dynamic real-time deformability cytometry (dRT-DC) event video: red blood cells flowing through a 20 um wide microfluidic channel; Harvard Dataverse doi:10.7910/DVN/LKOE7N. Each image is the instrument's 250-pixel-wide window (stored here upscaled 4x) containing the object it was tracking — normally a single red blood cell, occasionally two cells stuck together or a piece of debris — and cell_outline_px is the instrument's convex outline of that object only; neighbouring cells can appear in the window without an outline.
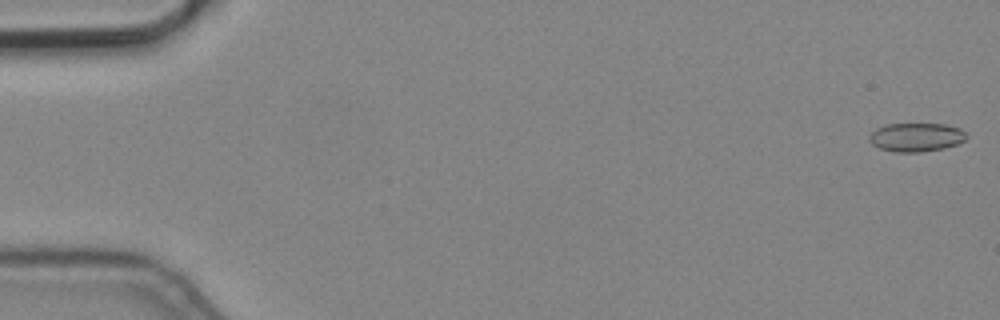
{"species": "common noctule bat (a hibernating species)", "species_latin": "Nyctalus noctula", "temperature_condition": "cold", "stored_images_in_passage": 3, "camera_frame_rate_fps": 3000, "um_per_image_px": 0.085, "animal": {"sex": "male", "body_mass_g": 19.2, "forearm_length_mm": 51.8}, "frame": {"image": 1, "passage_image": 1, "time_ms": 0.0, "image_size_px": [1000, 320], "cell_outline_px": [[968, 136], [964, 140], [956, 144], [944, 148], [920, 152], [896, 152], [880, 148], [872, 144], [868, 140], [868, 136], [876, 128], [888, 124], [944, 124], [960, 128]], "centroid_in_image_um": [77.86, 11.66], "position_along_channel_um": 7.1, "area_um2": 16.18}}